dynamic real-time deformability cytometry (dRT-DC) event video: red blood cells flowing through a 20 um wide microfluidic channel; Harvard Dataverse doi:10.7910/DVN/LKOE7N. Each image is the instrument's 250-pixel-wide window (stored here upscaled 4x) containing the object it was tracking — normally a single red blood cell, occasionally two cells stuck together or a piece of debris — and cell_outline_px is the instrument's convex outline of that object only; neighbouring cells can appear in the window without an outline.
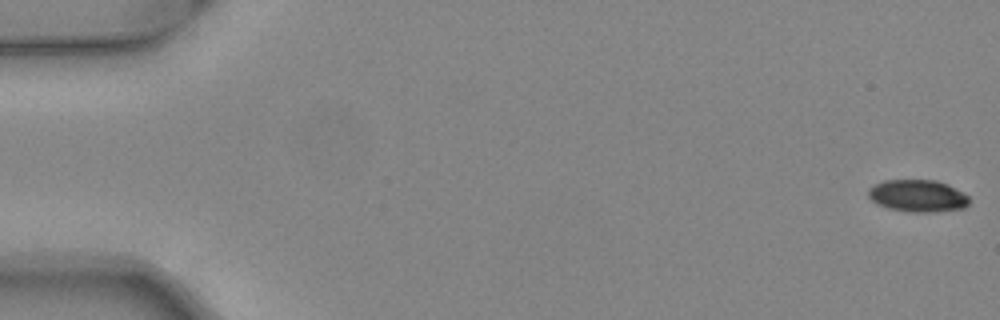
{"species": "common noctule bat (a hibernating species)", "species_latin": "Nyctalus noctula", "temperature_condition": "warm", "stored_images_in_passage": 12, "camera_frame_rate_fps": 3000, "um_per_image_px": 0.085, "animal": {"sex": "female", "body_mass_g": 24.6, "forearm_length_mm": 56.2}, "frame": {"image": 1, "passage_image": 1, "time_ms": 0.0, "image_size_px": [1000, 320], "cell_outline_px": [[968, 204], [964, 208], [932, 212], [912, 212], [888, 208], [876, 204], [868, 196], [868, 188], [884, 180], [936, 180], [948, 184], [968, 196]], "centroid_in_image_um": [77.98, 16.64], "position_along_channel_um": 7.0, "area_um2": 18.84}}